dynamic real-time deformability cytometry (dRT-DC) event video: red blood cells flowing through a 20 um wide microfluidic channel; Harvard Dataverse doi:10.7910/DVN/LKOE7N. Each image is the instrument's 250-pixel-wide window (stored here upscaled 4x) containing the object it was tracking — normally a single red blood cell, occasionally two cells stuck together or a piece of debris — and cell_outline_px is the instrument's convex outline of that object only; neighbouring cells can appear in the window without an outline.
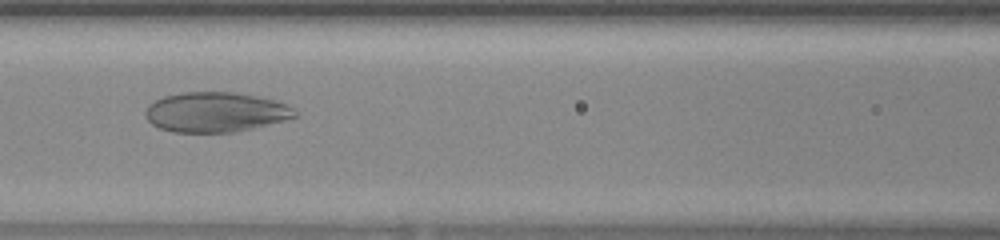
{"species": "human", "species_latin": "Homo sapiens", "temperature_condition": "warm", "stored_images_in_passage": 45, "camera_frame_rate_fps": 3000, "um_per_image_px": 0.085, "donor": {"sex": "female"}, "frame": {"image": 1, "passage_image": 20, "time_ms": 6.333, "image_size_px": [1000, 240], "cell_outline_px": [[296, 116], [284, 120], [252, 128], [232, 132], [172, 132], [160, 128], [152, 124], [148, 120], [144, 112], [148, 104], [164, 96], [184, 92], [232, 92], [256, 96], [272, 100], [296, 108]], "centroid_in_image_um": [18.29, 9.53], "position_along_channel_um": 148.3, "area_um2": 34.51}}
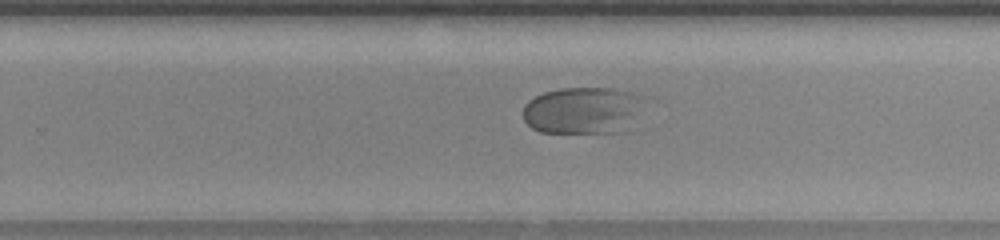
{"frame": {"image": 2, "passage_image": 29, "time_ms": 9.333, "image_size_px": [1000, 240], "cell_outline_px": [[652, 96], [632, 132], [540, 132], [532, 128], [524, 120], [524, 104], [528, 100], [544, 92], [560, 88], [612, 88]], "centroid_in_image_um": [49.76, 9.38], "position_along_channel_um": 280.0, "area_um2": 34.8}}
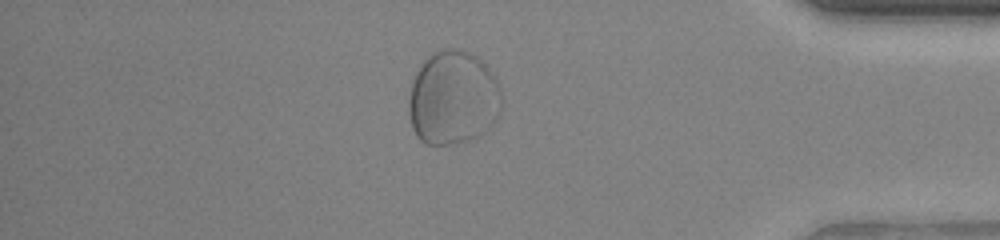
{"frame": {"image": 3, "passage_image": 39, "time_ms": 12.667, "image_size_px": [1000, 240], "cell_outline_px": [[500, 112], [496, 120], [480, 136], [472, 140], [456, 144], [424, 144], [416, 136], [412, 128], [408, 108], [408, 100], [412, 84], [416, 72], [424, 60], [436, 52], [444, 48], [452, 48], [468, 52], [476, 56], [488, 68], [496, 80], [500, 88]], "centroid_in_image_um": [38.49, 8.36], "position_along_channel_um": 396.7, "area_um2": 50.92}}